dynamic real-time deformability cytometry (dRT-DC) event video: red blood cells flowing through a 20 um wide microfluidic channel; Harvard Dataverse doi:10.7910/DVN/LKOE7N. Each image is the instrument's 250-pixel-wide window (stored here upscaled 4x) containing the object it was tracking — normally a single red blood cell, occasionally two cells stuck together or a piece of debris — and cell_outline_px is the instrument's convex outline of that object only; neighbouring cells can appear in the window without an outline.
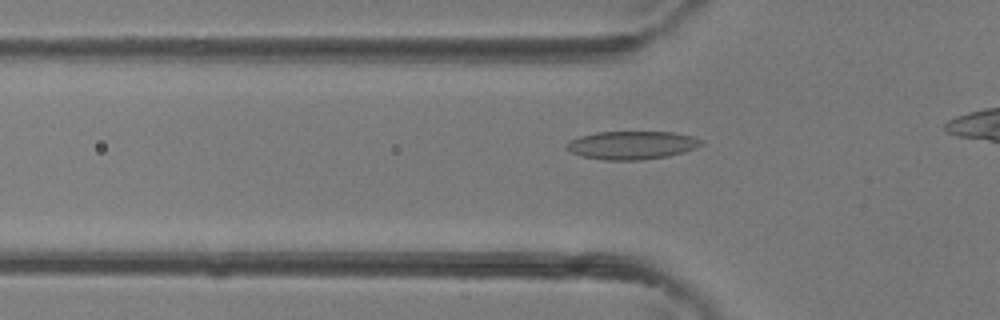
{"species": "common noctule bat (a hibernating species)", "species_latin": "Nyctalus noctula", "temperature_condition": "room temperature", "stored_images_in_passage": 2, "camera_frame_rate_fps": 3000, "um_per_image_px": 0.085, "animal": {"sex": "female"}, "frame": {"image": 1, "passage_image": 2, "time_ms": 0.333, "image_size_px": [1000, 320], "cell_outline_px": [[704, 144], [696, 148], [684, 152], [668, 156], [640, 160], [604, 160], [580, 156], [564, 148], [564, 144], [568, 140], [580, 136], [596, 132], [672, 132], [692, 136], [704, 140]], "centroid_in_image_um": [53.69, 12.34], "position_along_channel_um": 72.1, "area_um2": 22.43}}